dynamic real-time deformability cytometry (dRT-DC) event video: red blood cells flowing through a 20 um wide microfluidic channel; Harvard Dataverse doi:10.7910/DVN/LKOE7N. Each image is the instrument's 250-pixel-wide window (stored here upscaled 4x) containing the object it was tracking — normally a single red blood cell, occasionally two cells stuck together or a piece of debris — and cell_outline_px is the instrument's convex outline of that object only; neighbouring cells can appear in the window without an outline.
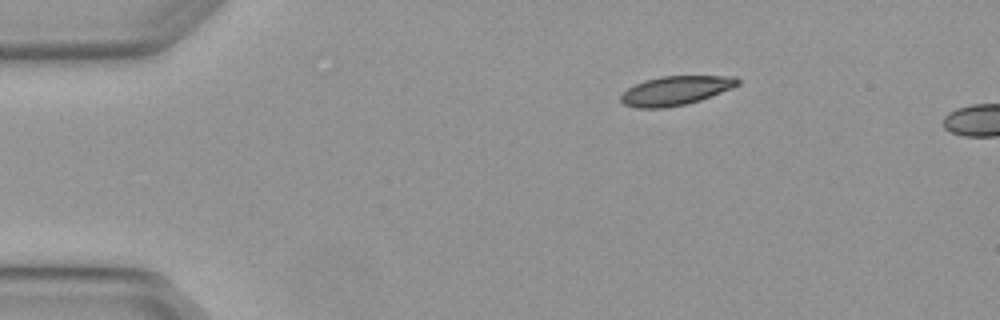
{"species": "Egyptian fruit bat (a non-hibernating species)", "species_latin": "Rousettus aegyptiacus", "temperature_condition": "warm", "stored_images_in_passage": 5, "camera_frame_rate_fps": 3000, "um_per_image_px": 0.085, "animal": {"sex": "female"}, "frame": {"image": 1, "passage_image": 5, "time_ms": 1.333, "image_size_px": [1000, 320], "cell_outline_px": [[740, 84], [732, 88], [700, 100], [684, 104], [664, 108], [636, 108], [624, 104], [620, 100], [620, 96], [628, 88], [644, 80], [660, 76], [736, 76], [740, 80]], "centroid_in_image_um": [57.43, 7.69], "position_along_channel_um": 27.6, "area_um2": 19.77}}